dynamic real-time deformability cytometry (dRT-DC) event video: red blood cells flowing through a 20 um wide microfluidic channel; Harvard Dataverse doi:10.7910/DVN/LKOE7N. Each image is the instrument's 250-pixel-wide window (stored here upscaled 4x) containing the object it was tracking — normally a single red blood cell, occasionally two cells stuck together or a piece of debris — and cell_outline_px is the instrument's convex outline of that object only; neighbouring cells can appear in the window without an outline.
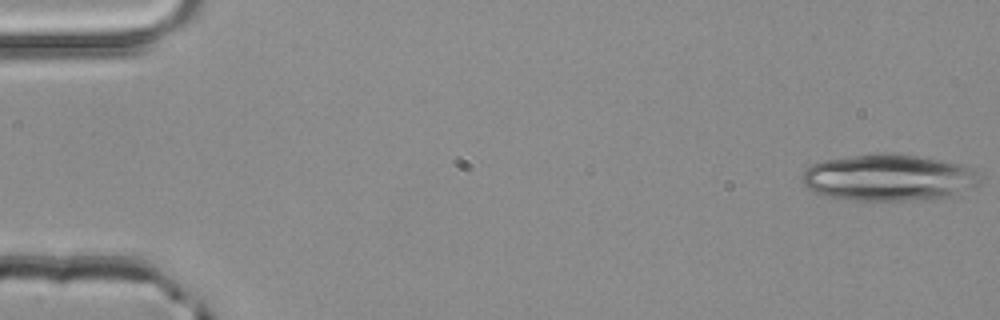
{"species": "common noctule bat (a hibernating species)", "species_latin": "Nyctalus noctula", "temperature_condition": "room temperature", "stored_images_in_passage": 33, "camera_frame_rate_fps": 3000, "um_per_image_px": 0.085, "animal": {"sex": "male", "body_mass_g": 20.4}, "frame": {"image": 1, "passage_image": 1, "time_ms": 0.0, "image_size_px": [1000, 320], "cell_outline_px": [[984, 176], [980, 184], [952, 196], [932, 200], [856, 200], [828, 196], [816, 192], [808, 188], [804, 184], [804, 168], [812, 164], [824, 160], [880, 152], [884, 152], [916, 156], [944, 160], [964, 164], [976, 168]], "centroid_in_image_um": [75.67, 15.09], "position_along_channel_um": 9.3, "area_um2": 48.84}}